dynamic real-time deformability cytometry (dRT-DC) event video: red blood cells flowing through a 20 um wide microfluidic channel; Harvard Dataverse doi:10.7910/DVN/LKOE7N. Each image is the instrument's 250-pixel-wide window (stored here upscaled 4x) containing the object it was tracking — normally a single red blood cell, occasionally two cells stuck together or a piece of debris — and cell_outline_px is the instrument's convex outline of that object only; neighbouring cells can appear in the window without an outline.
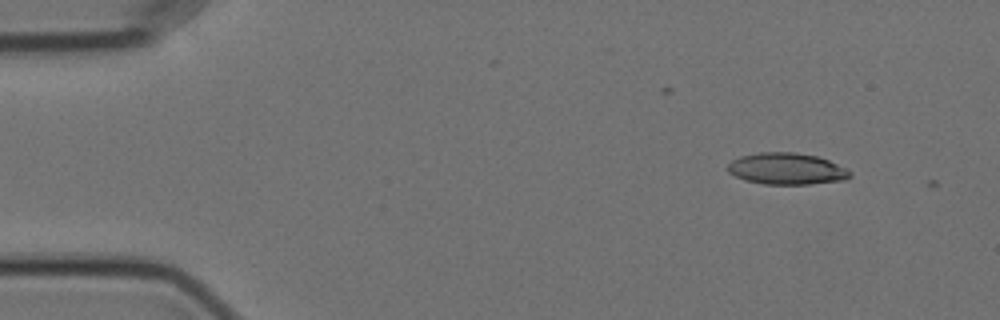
{"species": "Egyptian fruit bat (a non-hibernating species)", "species_latin": "Rousettus aegyptiacus", "temperature_condition": "cold", "stored_images_in_passage": 4, "camera_frame_rate_fps": 3000, "um_per_image_px": 0.085, "animal": {"sex": "female"}, "frame": {"image": 1, "passage_image": 2, "time_ms": 0.333, "image_size_px": [1000, 320], "cell_outline_px": [[852, 176], [844, 180], [808, 184], [764, 184], [744, 180], [728, 172], [728, 164], [732, 160], [740, 156], [760, 152], [796, 152], [816, 156], [828, 160], [848, 168], [852, 172]], "centroid_in_image_um": [66.89, 14.34], "position_along_channel_um": 18.1, "area_um2": 22.6}}